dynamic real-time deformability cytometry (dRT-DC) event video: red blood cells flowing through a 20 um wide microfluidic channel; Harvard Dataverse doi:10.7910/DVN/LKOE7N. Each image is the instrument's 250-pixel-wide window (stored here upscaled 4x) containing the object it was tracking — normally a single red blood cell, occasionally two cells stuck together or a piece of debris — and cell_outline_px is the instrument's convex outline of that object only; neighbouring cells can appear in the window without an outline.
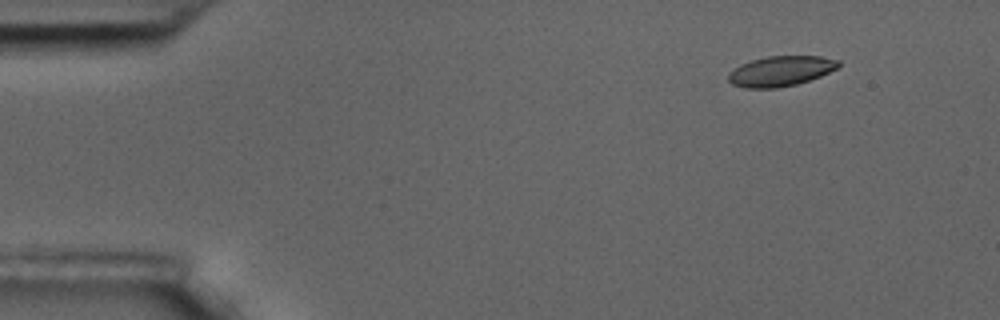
{"species": "common noctule bat (a hibernating species)", "species_latin": "Nyctalus noctula", "temperature_condition": "room temperature", "stored_images_in_passage": 59, "camera_frame_rate_fps": 3000, "um_per_image_px": 0.085, "animal": {"sex": "male", "body_mass_g": 17.5, "forearm_length_mm": 52.3}, "frame": {"image": 1, "passage_image": 7, "time_ms": 2.0, "image_size_px": [1000, 320], "cell_outline_px": [[840, 64], [836, 68], [820, 76], [796, 84], [776, 88], [744, 88], [732, 84], [728, 80], [728, 72], [740, 64], [752, 60], [768, 56], [820, 56], [840, 60]], "centroid_in_image_um": [66.32, 6.04], "position_along_channel_um": 18.7, "area_um2": 19.31}}
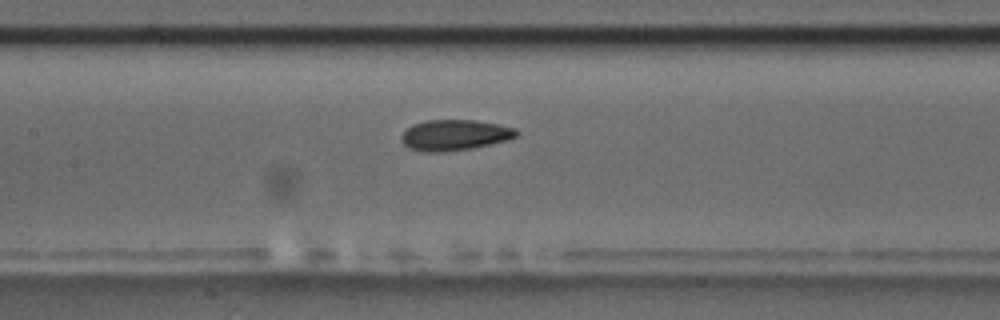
{"frame": {"image": 2, "passage_image": 28, "time_ms": 9.0, "image_size_px": [1000, 320], "cell_outline_px": [[520, 132], [516, 136], [508, 140], [472, 148], [444, 152], [424, 152], [408, 148], [400, 140], [400, 136], [412, 124], [424, 120], [476, 120], [516, 128]], "centroid_in_image_um": [38.63, 11.48], "position_along_channel_um": 168.8, "area_um2": 20.75}}
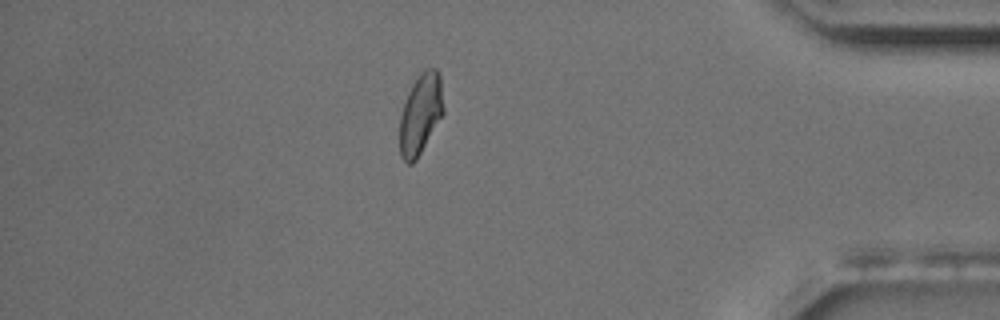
{"frame": {"image": 3, "passage_image": 51, "time_ms": 16.667, "image_size_px": [1000, 320], "cell_outline_px": [[444, 112], [416, 160], [412, 164], [408, 164], [400, 156], [400, 116], [408, 92], [420, 72], [428, 68], [436, 68], [440, 72], [444, 108]], "centroid_in_image_um": [35.76, 9.67], "position_along_channel_um": 399.4, "area_um2": 20.46}, "authors_computed_cell_mechanics": {"area_um2": 20.2878, "velocity_mm_per_s": 3.4854, "shape_relaxation_time_tau1_ms": 5.0973, "shape_relaxation_time_tau2_ms": 2.3729, "deformation_change_tau1": 0.1219, "deformation_change_tau2": 0.0711}}